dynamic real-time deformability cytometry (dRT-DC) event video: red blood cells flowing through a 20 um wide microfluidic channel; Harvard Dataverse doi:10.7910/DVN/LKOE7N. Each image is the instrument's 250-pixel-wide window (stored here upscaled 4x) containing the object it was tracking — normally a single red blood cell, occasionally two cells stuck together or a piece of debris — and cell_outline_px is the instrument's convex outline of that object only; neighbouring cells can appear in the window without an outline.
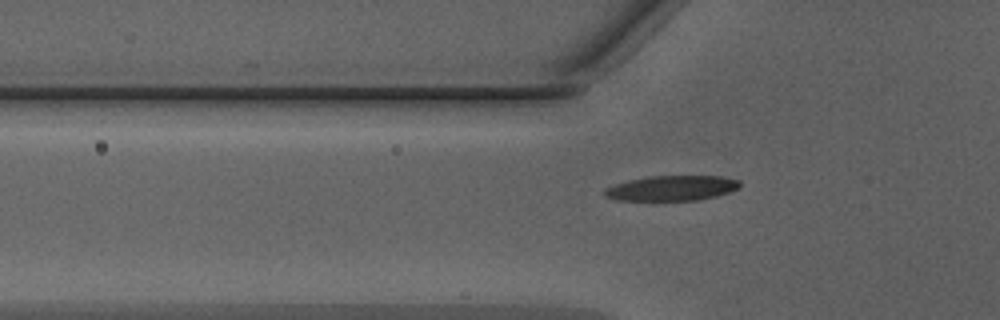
{"species": "Egyptian fruit bat (a non-hibernating species)", "species_latin": "Rousettus aegyptiacus", "temperature_condition": "warm", "stored_images_in_passage": 34, "camera_frame_rate_fps": 3000, "um_per_image_px": 0.085, "animal": {"sex": "male"}, "frame": {"image": 1, "passage_image": 3, "time_ms": 0.667, "image_size_px": [1000, 320], "cell_outline_px": [[740, 184], [736, 188], [728, 192], [716, 196], [696, 200], [616, 200], [604, 196], [604, 188], [628, 180], [652, 176], [720, 176], [740, 180]], "centroid_in_image_um": [57.07, 15.99], "position_along_channel_um": 68.7, "area_um2": 19.59}}
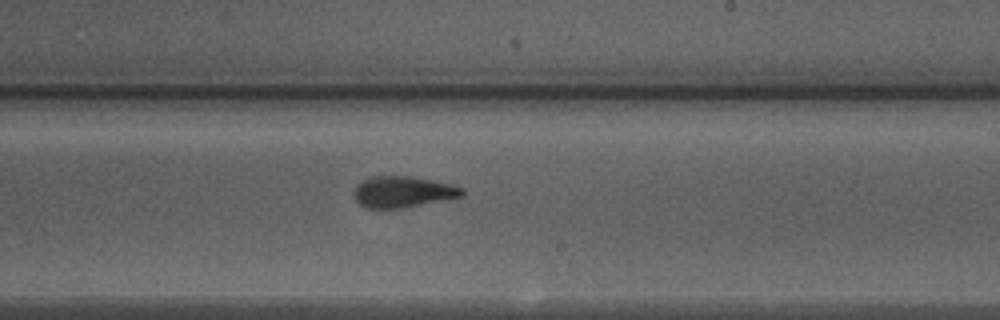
{"frame": {"image": 2, "passage_image": 16, "time_ms": 5.0, "image_size_px": [1000, 320], "cell_outline_px": [[464, 196], [400, 208], [368, 208], [360, 204], [356, 200], [356, 184], [372, 176], [408, 176], [432, 180], [464, 188]], "centroid_in_image_um": [34.26, 16.3], "position_along_channel_um": 254.7, "area_um2": 19.25}}
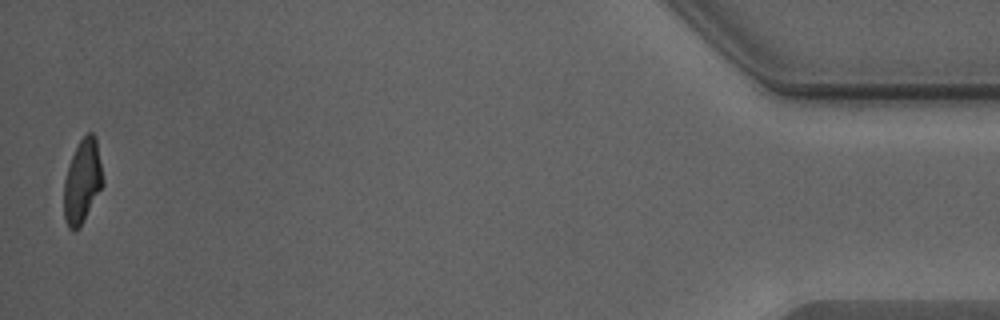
{"frame": {"image": 3, "passage_image": 34, "time_ms": 11.0, "image_size_px": [1000, 320], "cell_outline_px": [[104, 184], [80, 224], [76, 228], [68, 228], [64, 220], [64, 180], [72, 156], [80, 140], [88, 132], [92, 132], [96, 136], [104, 180]], "centroid_in_image_um": [7.01, 15.36], "position_along_channel_um": 428.2, "area_um2": 18.61}, "authors_computed_cell_mechanics": {"area_um2": 19.8832, "velocity_mm_per_s": 4.325, "shape_relaxation_time_tau1_ms": 3.2247, "shape_relaxation_time_tau2_ms": 1.2519, "deformation_change_tau1": 0.1835, "deformation_change_tau2": 0.0896}}